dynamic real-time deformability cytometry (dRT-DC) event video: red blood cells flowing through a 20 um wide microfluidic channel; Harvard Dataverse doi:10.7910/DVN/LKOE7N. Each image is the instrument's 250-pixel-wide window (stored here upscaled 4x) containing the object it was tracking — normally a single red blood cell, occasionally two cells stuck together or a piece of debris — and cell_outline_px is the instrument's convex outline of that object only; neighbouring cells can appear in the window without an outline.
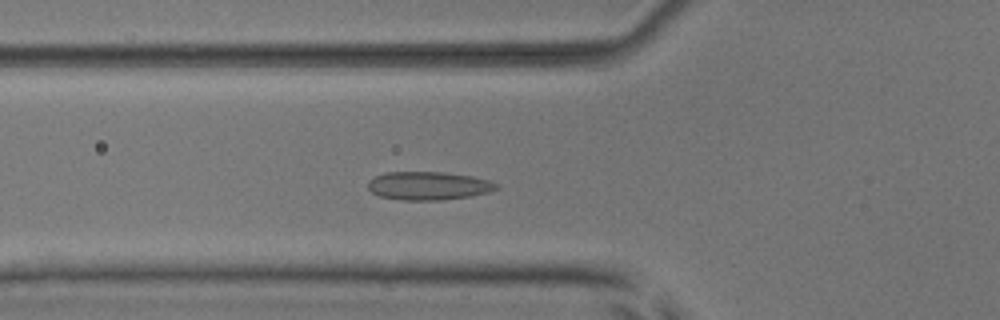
{"species": "common noctule bat (a hibernating species)", "species_latin": "Nyctalus noctula", "temperature_condition": "room temperature", "stored_images_in_passage": 40, "camera_frame_rate_fps": 3000, "um_per_image_px": 0.085, "animal": {"sex": "male", "body_mass_g": 17.9, "forearm_length_mm": 54.2}, "frame": {"image": 1, "passage_image": 12, "time_ms": 3.667, "image_size_px": [1000, 320], "cell_outline_px": [[500, 188], [488, 192], [472, 196], [440, 200], [400, 200], [380, 196], [372, 192], [368, 188], [368, 180], [384, 172], [444, 172], [472, 176], [488, 180], [500, 184]], "centroid_in_image_um": [36.44, 15.79], "position_along_channel_um": 89.4, "area_um2": 21.33}}
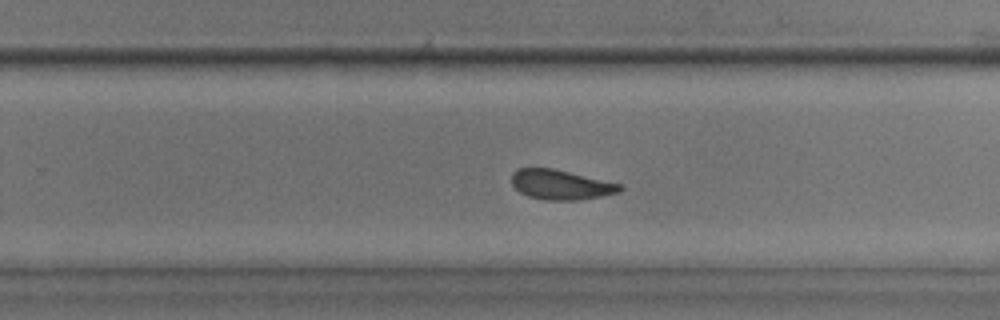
{"frame": {"image": 2, "passage_image": 27, "time_ms": 8.667, "image_size_px": [1000, 320], "cell_outline_px": [[624, 188], [620, 192], [580, 200], [544, 200], [528, 196], [520, 192], [512, 184], [512, 172], [516, 168], [552, 168], [624, 184]], "centroid_in_image_um": [47.69, 15.69], "position_along_channel_um": 282.1, "area_um2": 18.96}}
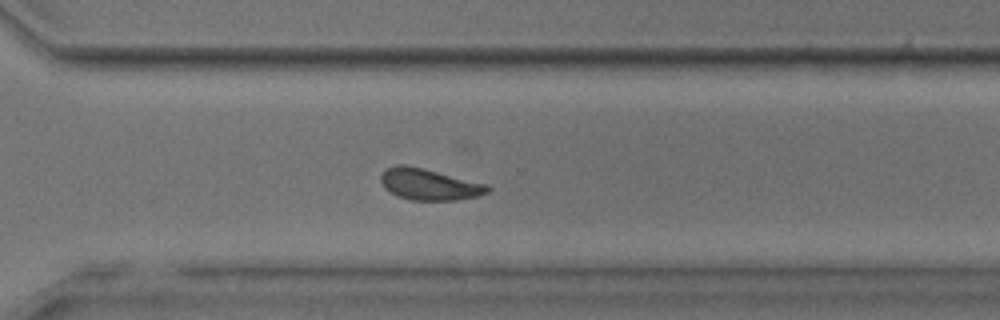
{"frame": {"image": 3, "passage_image": 31, "time_ms": 10.0, "image_size_px": [1000, 320], "cell_outline_px": [[492, 188], [488, 192], [476, 196], [456, 200], [412, 200], [396, 196], [384, 188], [380, 180], [380, 176], [388, 168], [396, 164], [404, 164], [424, 168], [488, 184]], "centroid_in_image_um": [36.48, 15.67], "position_along_channel_um": 334.1, "area_um2": 19.59}, "authors_computed_cell_mechanics": {"area_um2": 19.7098, "velocity_mm_per_s": 3.8634, "shape_relaxation_time_tau1_ms": 10.5767, "shape_relaxation_time_tau2_ms": 1.7332, "deformation_change_tau1": 0.1639, "deformation_change_tau2": 0.0801}}